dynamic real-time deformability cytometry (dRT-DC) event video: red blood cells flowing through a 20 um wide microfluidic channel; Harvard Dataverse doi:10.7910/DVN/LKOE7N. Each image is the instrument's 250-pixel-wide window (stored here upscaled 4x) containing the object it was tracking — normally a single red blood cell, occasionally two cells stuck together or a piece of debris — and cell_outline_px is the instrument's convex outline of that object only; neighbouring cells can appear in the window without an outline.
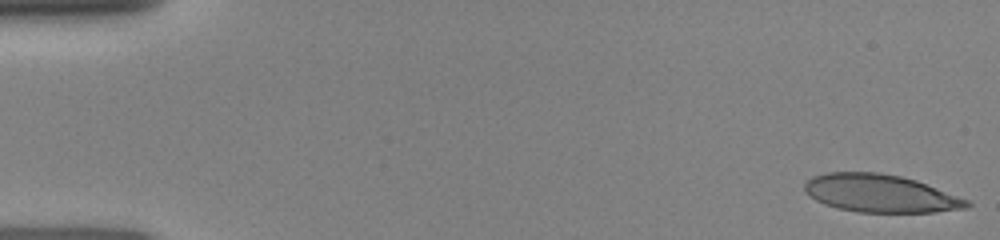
{"species": "human", "species_latin": "Homo sapiens", "temperature_condition": "room temperature", "stored_images_in_passage": 41, "camera_frame_rate_fps": 3000, "um_per_image_px": 0.085, "donor": {"sex": "female"}, "frame": {"image": 1, "passage_image": 1, "time_ms": 0.0, "image_size_px": [1000, 240], "cell_outline_px": [[972, 204], [968, 208], [936, 212], [856, 212], [836, 208], [824, 204], [816, 200], [804, 192], [804, 184], [812, 176], [828, 172], [880, 172], [900, 176], [916, 180], [968, 200]], "centroid_in_image_um": [74.8, 16.44], "position_along_channel_um": 10.2, "area_um2": 35.84}}
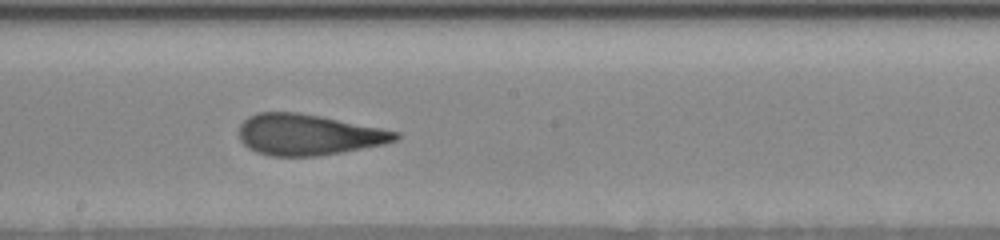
{"frame": {"image": 2, "passage_image": 22, "time_ms": 8.333, "image_size_px": [1000, 240], "cell_outline_px": [[400, 136], [396, 140], [384, 144], [344, 152], [316, 156], [272, 156], [256, 152], [248, 148], [240, 140], [240, 124], [248, 116], [256, 112], [300, 112], [400, 132]], "centroid_in_image_um": [26.19, 11.45], "position_along_channel_um": 222.0, "area_um2": 37.34}}
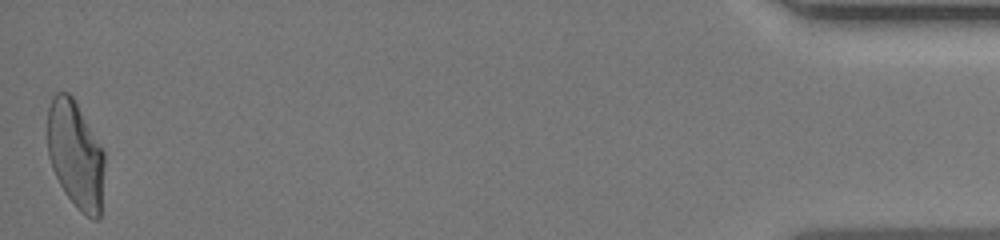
{"frame": {"image": 3, "passage_image": 41, "time_ms": 15.333, "image_size_px": [1000, 240], "cell_outline_px": [[104, 164], [100, 216], [96, 220], [92, 220], [80, 212], [64, 192], [52, 168], [48, 156], [48, 108], [52, 96], [56, 92], [68, 92], [72, 96], [104, 152]], "centroid_in_image_um": [6.41, 13.17], "position_along_channel_um": 428.8, "area_um2": 35.49}}